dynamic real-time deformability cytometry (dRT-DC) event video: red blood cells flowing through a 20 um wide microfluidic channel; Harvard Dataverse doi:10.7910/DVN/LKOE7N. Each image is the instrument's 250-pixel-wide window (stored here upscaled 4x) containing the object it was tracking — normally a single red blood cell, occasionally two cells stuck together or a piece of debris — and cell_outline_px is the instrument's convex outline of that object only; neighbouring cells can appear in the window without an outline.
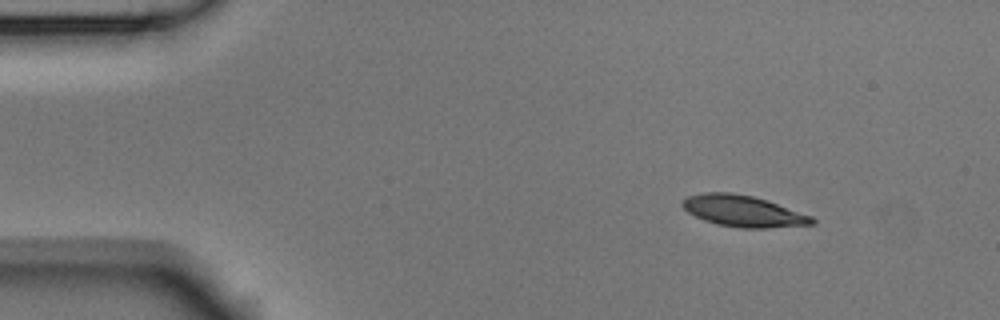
{"species": "Egyptian fruit bat (a non-hibernating species)", "species_latin": "Rousettus aegyptiacus", "temperature_condition": "room temperature", "stored_images_in_passage": 6, "camera_frame_rate_fps": 3000, "um_per_image_px": 0.085, "animal": {"sex": "male"}, "frame": {"image": 1, "passage_image": 1, "time_ms": 0.0, "image_size_px": [1000, 320], "cell_outline_px": [[816, 224], [768, 228], [740, 228], [716, 224], [704, 220], [688, 212], [680, 204], [688, 196], [704, 192], [732, 192], [752, 196], [812, 216], [816, 220]], "centroid_in_image_um": [63.16, 17.95], "position_along_channel_um": 21.8, "area_um2": 23.47}}
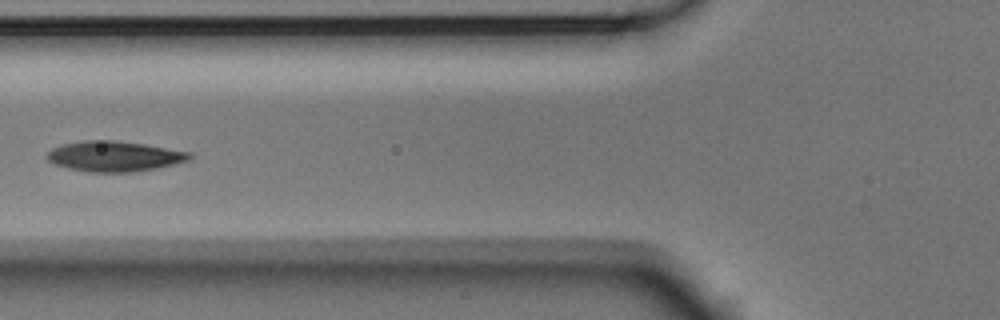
{"frame": {"image": 2, "passage_image": 5, "time_ms": 1.333, "image_size_px": [1000, 320], "cell_outline_px": [[192, 156], [188, 160], [156, 168], [132, 172], [88, 172], [68, 168], [56, 164], [48, 160], [48, 152], [52, 148], [64, 144], [84, 140], [116, 140], [144, 144], [192, 152]], "centroid_in_image_um": [9.73, 13.28], "position_along_channel_um": 116.1, "area_um2": 25.03}}
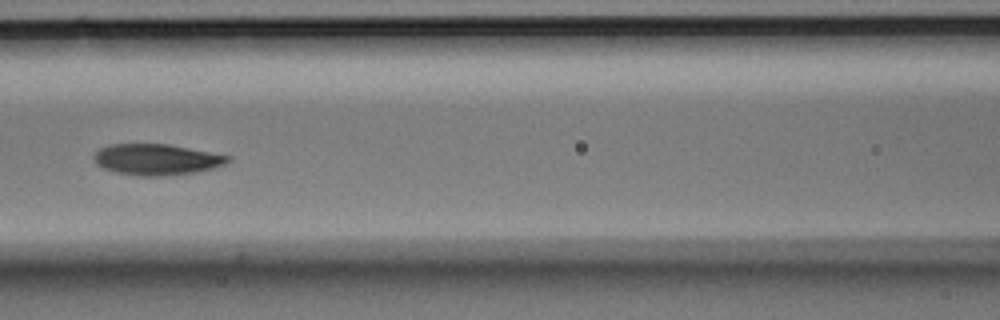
{"frame": {"image": 3, "passage_image": 6, "time_ms": 1.667, "image_size_px": [1000, 320], "cell_outline_px": [[232, 160], [224, 164], [212, 168], [196, 172], [160, 176], [140, 176], [116, 172], [104, 168], [96, 164], [96, 152], [100, 148], [108, 144], [168, 144], [232, 156]], "centroid_in_image_um": [13.34, 13.55], "position_along_channel_um": 153.3, "area_um2": 24.04}}